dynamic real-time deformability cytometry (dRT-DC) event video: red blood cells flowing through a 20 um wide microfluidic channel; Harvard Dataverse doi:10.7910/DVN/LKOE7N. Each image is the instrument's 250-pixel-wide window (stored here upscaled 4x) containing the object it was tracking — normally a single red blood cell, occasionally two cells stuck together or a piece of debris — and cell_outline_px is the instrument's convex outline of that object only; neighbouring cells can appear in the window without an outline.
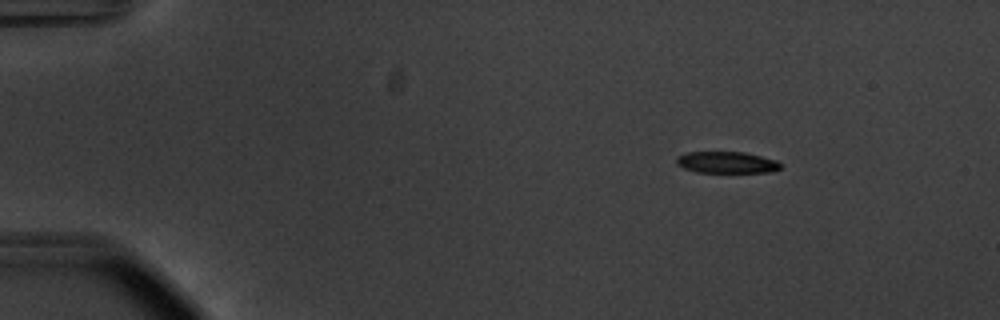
{"species": "common noctule bat (a hibernating species)", "species_latin": "Nyctalus noctula", "temperature_condition": "warm", "stored_images_in_passage": 48, "camera_frame_rate_fps": 3000, "um_per_image_px": 0.085, "animal": {"sex": "male", "body_mass_g": 20.1, "forearm_length_mm": 53.5}, "frame": {"image": 1, "passage_image": 1, "time_ms": 0.0, "image_size_px": [1000, 320], "cell_outline_px": [[784, 164], [780, 168], [772, 172], [696, 172], [684, 168], [676, 164], [676, 156], [688, 152], [744, 152], [776, 160]], "centroid_in_image_um": [61.77, 13.8], "position_along_channel_um": 23.2, "area_um2": 13.12}}
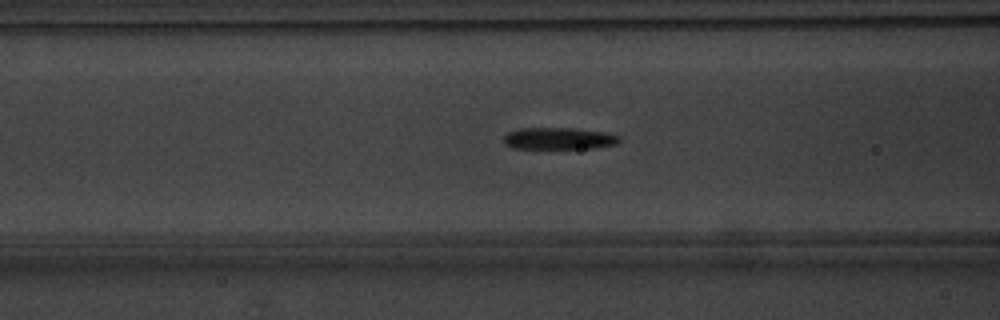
{"frame": {"image": 2, "passage_image": 16, "time_ms": 5.0, "image_size_px": [1000, 320], "cell_outline_px": [[620, 140], [616, 144], [592, 148], [512, 148], [504, 144], [504, 136], [508, 132], [520, 128], [572, 128], [604, 132], [620, 136]], "centroid_in_image_um": [47.48, 11.77], "position_along_channel_um": 119.1, "area_um2": 14.62}}
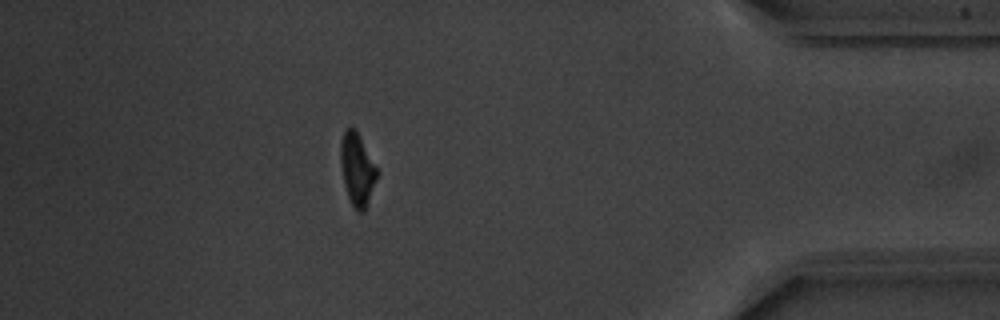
{"frame": {"image": 3, "passage_image": 42, "time_ms": 13.667, "image_size_px": [1000, 320], "cell_outline_px": [[376, 180], [364, 212], [356, 212], [348, 196], [344, 184], [340, 164], [340, 140], [344, 128], [356, 128], [376, 168]], "centroid_in_image_um": [30.32, 14.36], "position_along_channel_um": 404.9, "area_um2": 15.2}, "authors_computed_cell_mechanics": {"area_um2": 15.2592, "velocity_mm_per_s": 3.737, "shape_relaxation_time_tau1_ms": 2.6359, "shape_relaxation_time_tau2_ms": 1.8292, "deformation_change_tau1": 0.1609, "deformation_change_tau2": 0.0961}}